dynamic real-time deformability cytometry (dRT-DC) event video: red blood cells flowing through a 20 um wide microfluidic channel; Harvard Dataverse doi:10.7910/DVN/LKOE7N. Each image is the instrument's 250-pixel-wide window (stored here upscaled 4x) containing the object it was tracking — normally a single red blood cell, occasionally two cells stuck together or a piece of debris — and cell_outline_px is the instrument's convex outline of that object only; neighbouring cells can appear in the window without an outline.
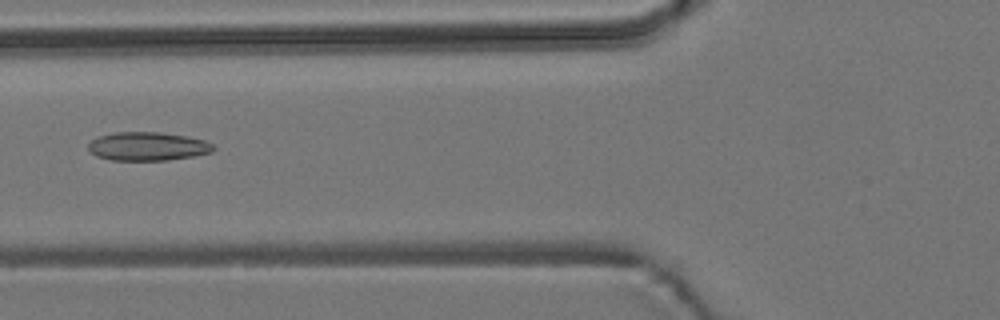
{"species": "common noctule bat (a hibernating species)", "species_latin": "Nyctalus noctula", "temperature_condition": "room temperature", "stored_images_in_passage": 54, "camera_frame_rate_fps": 3000, "um_per_image_px": 0.085, "animal": {"sex": "male", "body_mass_g": 19.2, "forearm_length_mm": 51.8}, "frame": {"image": 1, "passage_image": 21, "time_ms": 6.667, "image_size_px": [1000, 320], "cell_outline_px": [[216, 148], [212, 152], [192, 156], [168, 160], [112, 160], [96, 156], [88, 148], [88, 144], [92, 140], [100, 136], [116, 132], [160, 132], [188, 136], [204, 140], [212, 144]], "centroid_in_image_um": [12.57, 12.44], "position_along_channel_um": 113.2, "area_um2": 20.75}}
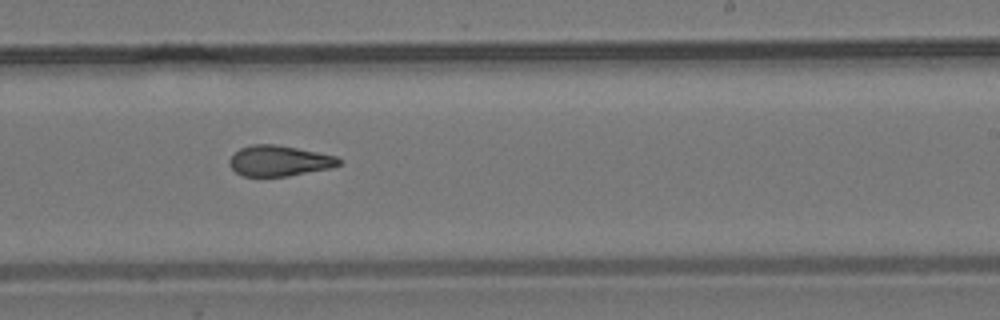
{"frame": {"image": 2, "passage_image": 33, "time_ms": 10.667, "image_size_px": [1000, 320], "cell_outline_px": [[340, 164], [328, 168], [288, 176], [244, 176], [236, 172], [228, 164], [228, 160], [240, 148], [252, 144], [276, 144], [336, 156], [340, 160]], "centroid_in_image_um": [23.68, 13.66], "position_along_channel_um": 265.3, "area_um2": 19.25}}
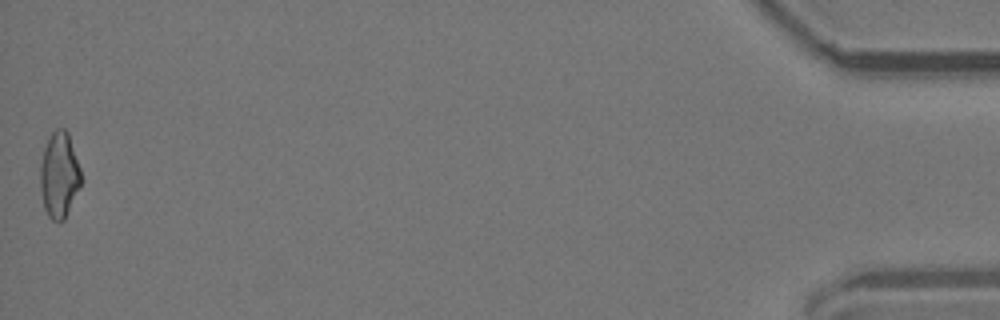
{"frame": {"image": 3, "passage_image": 54, "time_ms": 17.667, "image_size_px": [1000, 320], "cell_outline_px": [[80, 184], [64, 220], [60, 224], [52, 220], [48, 216], [44, 208], [40, 188], [40, 164], [44, 148], [52, 132], [56, 128], [64, 128], [68, 132], [80, 168]], "centroid_in_image_um": [5.01, 14.89], "position_along_channel_um": 430.2, "area_um2": 20.23}, "authors_computed_cell_mechanics": {"area_um2": 20.2011, "velocity_mm_per_s": 3.8069, "shape_relaxation_time_tau1_ms": null, "shape_relaxation_time_tau2_ms": 2.8996, "deformation_change_tau1": null, "deformation_change_tau2": 0.0935}}